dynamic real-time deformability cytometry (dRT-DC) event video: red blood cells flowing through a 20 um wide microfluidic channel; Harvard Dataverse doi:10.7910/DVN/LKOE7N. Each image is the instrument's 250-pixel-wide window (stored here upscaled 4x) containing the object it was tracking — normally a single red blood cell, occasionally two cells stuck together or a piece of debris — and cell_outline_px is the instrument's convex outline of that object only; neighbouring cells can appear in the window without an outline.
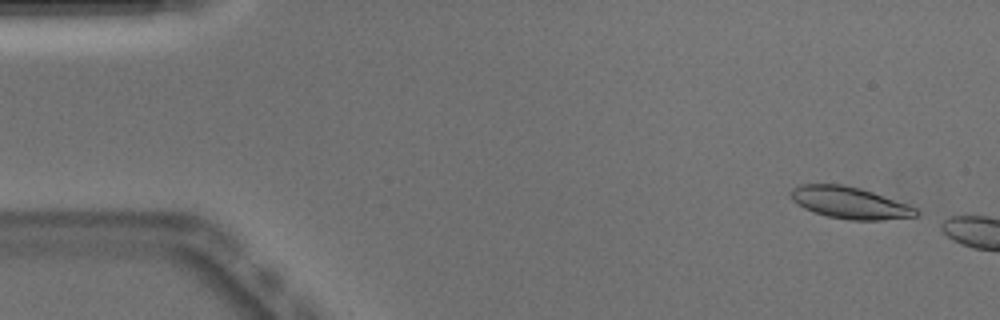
{"species": "Egyptian fruit bat (a non-hibernating species)", "species_latin": "Rousettus aegyptiacus", "temperature_condition": "warm", "stored_images_in_passage": 5, "camera_frame_rate_fps": 3000, "um_per_image_px": 0.085, "animal": {"sex": "male"}, "frame": {"image": 1, "passage_image": 2, "time_ms": 0.333, "image_size_px": [1000, 320], "cell_outline_px": [[920, 212], [916, 216], [880, 220], [852, 220], [828, 216], [804, 208], [792, 200], [788, 192], [792, 188], [800, 184], [840, 184], [860, 188], [908, 204], [916, 208]], "centroid_in_image_um": [72.21, 17.22], "position_along_channel_um": 12.8, "area_um2": 23.06}}